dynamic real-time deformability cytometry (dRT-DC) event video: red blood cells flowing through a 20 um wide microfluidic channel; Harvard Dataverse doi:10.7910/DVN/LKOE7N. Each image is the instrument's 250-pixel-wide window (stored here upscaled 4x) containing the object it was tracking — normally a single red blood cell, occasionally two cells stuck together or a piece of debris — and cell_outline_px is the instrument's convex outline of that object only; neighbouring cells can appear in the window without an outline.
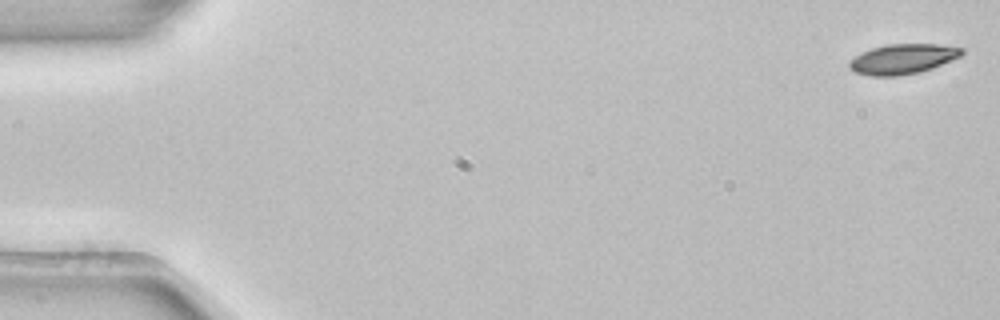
{"species": "common noctule bat (a hibernating species)", "species_latin": "Nyctalus noctula", "temperature_condition": "room temperature", "stored_images_in_passage": 53, "camera_frame_rate_fps": 3000, "um_per_image_px": 0.085, "animal": {"sex": "female", "body_mass_g": 22.7, "forearm_length_mm": 54.2}, "frame": {"image": 1, "passage_image": 1, "time_ms": 0.0, "image_size_px": [1000, 320], "cell_outline_px": [[964, 52], [960, 56], [932, 68], [920, 72], [900, 76], [872, 76], [856, 72], [848, 68], [848, 60], [860, 52], [872, 48], [888, 44], [936, 44], [964, 48]], "centroid_in_image_um": [76.69, 5.01], "position_along_channel_um": 8.3, "area_um2": 19.77}}
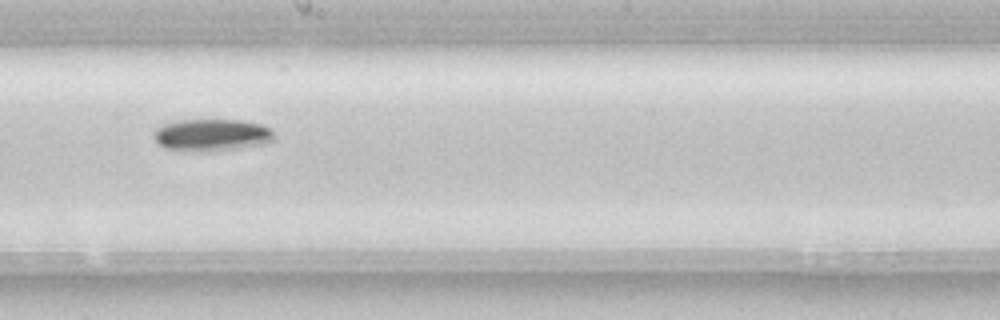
{"frame": {"image": 2, "passage_image": 30, "time_ms": 9.667, "image_size_px": [1000, 320], "cell_outline_px": [[272, 140], [264, 144], [240, 148], [212, 152], [200, 152], [164, 148], [152, 136], [152, 132], [156, 128], [164, 124], [180, 120], [244, 120], [260, 124], [272, 128]], "centroid_in_image_um": [17.98, 11.48], "position_along_channel_um": 230.2, "area_um2": 22.72}}
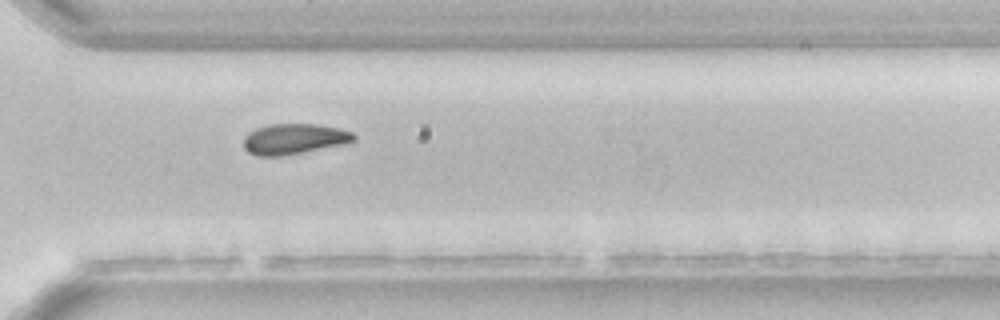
{"frame": {"image": 3, "passage_image": 39, "time_ms": 12.667, "image_size_px": [1000, 320], "cell_outline_px": [[356, 140], [344, 144], [280, 156], [256, 156], [248, 152], [244, 148], [244, 136], [248, 132], [256, 128], [268, 124], [316, 124], [340, 128], [352, 132], [356, 136]], "centroid_in_image_um": [24.98, 11.8], "position_along_channel_um": 345.6, "area_um2": 19.65}, "authors_computed_cell_mechanics": {"area_um2": 19.9988, "velocity_mm_per_s": 3.8526, "shape_relaxation_time_tau1_ms": 1.8772, "shape_relaxation_time_tau2_ms": null, "deformation_change_tau1": 0.063, "deformation_change_tau2": null}}